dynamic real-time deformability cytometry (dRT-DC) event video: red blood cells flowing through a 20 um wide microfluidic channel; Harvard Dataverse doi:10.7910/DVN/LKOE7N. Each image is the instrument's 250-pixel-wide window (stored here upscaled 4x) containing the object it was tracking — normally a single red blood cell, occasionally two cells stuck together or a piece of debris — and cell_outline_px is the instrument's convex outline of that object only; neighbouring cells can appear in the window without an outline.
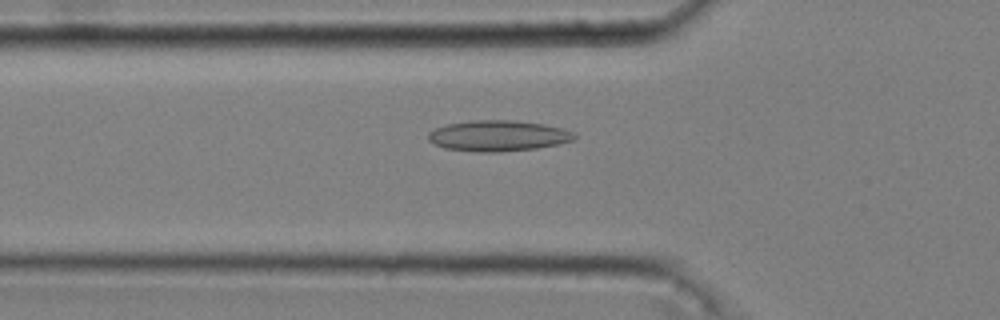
{"species": "common noctule bat (a hibernating species)", "species_latin": "Nyctalus noctula", "temperature_condition": "cold", "stored_images_in_passage": 48, "camera_frame_rate_fps": 3000, "um_per_image_px": 0.085, "animal": {"sex": "male", "body_mass_g": 20.4}, "frame": {"image": 1, "passage_image": 18, "time_ms": 5.667, "image_size_px": [1000, 320], "cell_outline_px": [[576, 136], [572, 140], [556, 144], [536, 148], [500, 152], [480, 152], [444, 148], [432, 144], [428, 140], [428, 132], [436, 128], [448, 124], [472, 120], [512, 120], [544, 124], [564, 128], [572, 132]], "centroid_in_image_um": [42.3, 11.54], "position_along_channel_um": 83.5, "area_um2": 26.18}}
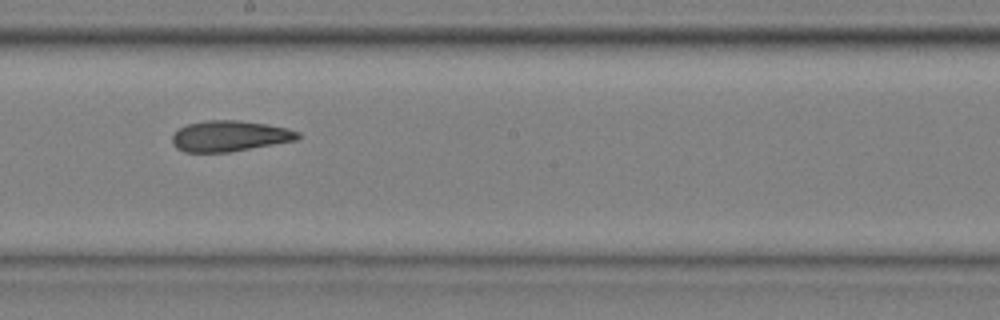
{"frame": {"image": 2, "passage_image": 30, "time_ms": 9.667, "image_size_px": [1000, 320], "cell_outline_px": [[300, 136], [296, 140], [228, 152], [184, 152], [176, 148], [172, 144], [172, 136], [180, 128], [188, 124], [208, 120], [240, 120], [268, 124], [288, 128], [300, 132]], "centroid_in_image_um": [19.52, 11.56], "position_along_channel_um": 228.7, "area_um2": 22.48}}
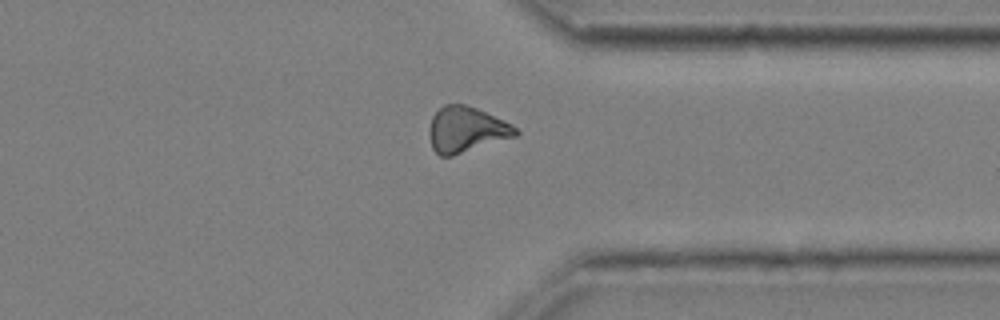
{"frame": {"image": 3, "passage_image": 42, "time_ms": 13.667, "image_size_px": [1000, 320], "cell_outline_px": [[520, 132], [516, 136], [452, 156], [440, 156], [432, 148], [428, 132], [428, 128], [432, 116], [444, 104], [464, 104], [476, 108], [504, 120], [512, 124]], "centroid_in_image_um": [39.61, 11.01], "position_along_channel_um": 371.8, "area_um2": 22.95}, "authors_computed_cell_mechanics": {"area_um2": 23.6113, "velocity_mm_per_s": 3.6259, "shape_relaxation_time_tau1_ms": null, "shape_relaxation_time_tau2_ms": 5.3392, "deformation_change_tau1": null, "deformation_change_tau2": 0.1446}}